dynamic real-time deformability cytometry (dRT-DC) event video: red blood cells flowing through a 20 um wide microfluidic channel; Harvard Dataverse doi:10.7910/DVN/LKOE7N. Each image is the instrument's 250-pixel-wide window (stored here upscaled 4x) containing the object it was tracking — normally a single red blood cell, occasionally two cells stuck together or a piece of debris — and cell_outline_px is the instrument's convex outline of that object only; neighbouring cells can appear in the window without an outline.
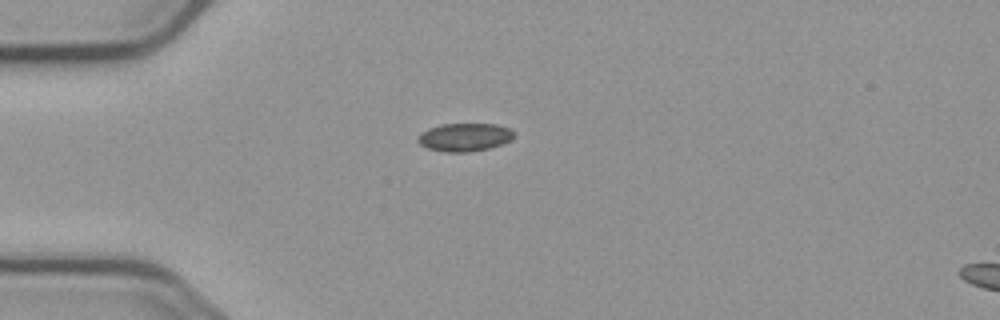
{"species": "common noctule bat (a hibernating species)", "species_latin": "Nyctalus noctula", "temperature_condition": "cold", "stored_images_in_passage": 5, "camera_frame_rate_fps": 3000, "um_per_image_px": 0.085, "animal": {"sex": "male", "body_mass_g": 23.1, "forearm_length_mm": 52.7}, "frame": {"image": 1, "passage_image": 1, "time_ms": 0.0, "image_size_px": [1000, 320], "cell_outline_px": [[516, 132], [512, 140], [488, 148], [468, 152], [444, 152], [428, 148], [420, 144], [416, 140], [416, 136], [428, 128], [440, 124], [496, 124], [508, 128]], "centroid_in_image_um": [39.47, 11.65], "position_along_channel_um": 45.5, "area_um2": 15.84}}
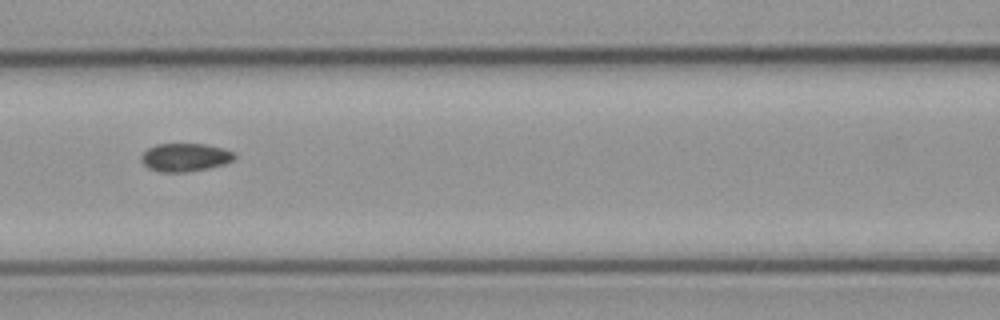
{"frame": {"image": 2, "passage_image": 4, "time_ms": 3.333, "image_size_px": [1000, 320], "cell_outline_px": [[236, 156], [232, 160], [224, 164], [208, 168], [184, 172], [160, 172], [148, 168], [140, 160], [140, 156], [148, 148], [156, 144], [204, 144], [220, 148], [232, 152]], "centroid_in_image_um": [15.68, 13.38], "position_along_channel_um": 150.9, "area_um2": 15.14}}
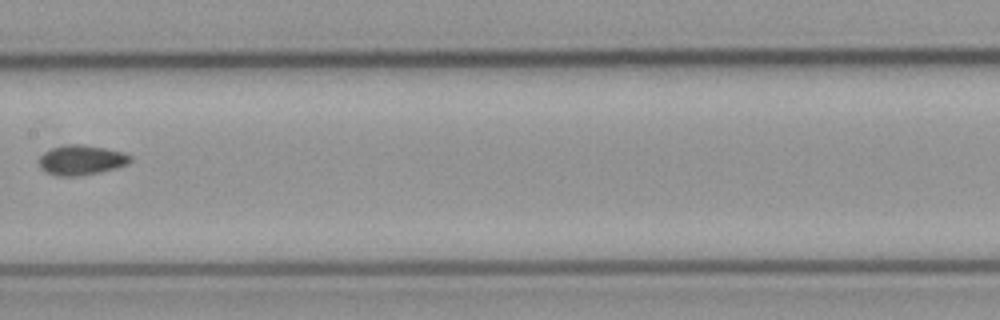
{"frame": {"image": 3, "passage_image": 5, "time_ms": 4.667, "image_size_px": [1000, 320], "cell_outline_px": [[132, 160], [128, 164], [116, 168], [100, 172], [80, 176], [56, 176], [44, 172], [40, 168], [40, 156], [44, 152], [52, 148], [68, 144], [84, 144], [124, 152], [132, 156]], "centroid_in_image_um": [6.92, 13.61], "position_along_channel_um": 200.5, "area_um2": 16.07}}